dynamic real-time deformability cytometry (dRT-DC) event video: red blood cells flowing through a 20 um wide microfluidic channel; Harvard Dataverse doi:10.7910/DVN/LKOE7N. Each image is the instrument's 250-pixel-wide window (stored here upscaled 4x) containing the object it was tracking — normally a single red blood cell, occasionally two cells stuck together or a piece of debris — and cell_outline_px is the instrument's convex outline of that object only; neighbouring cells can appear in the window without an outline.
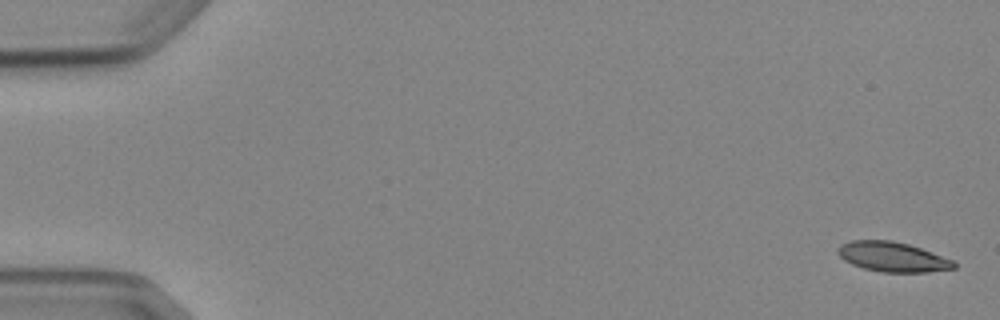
{"species": "Egyptian fruit bat (a non-hibernating species)", "species_latin": "Rousettus aegyptiacus", "temperature_condition": "cold", "stored_images_in_passage": 6, "camera_frame_rate_fps": 3000, "um_per_image_px": 0.085, "animal": {"sex": "female"}, "frame": {"image": 1, "passage_image": 1, "time_ms": 0.0, "image_size_px": [1000, 320], "cell_outline_px": [[956, 268], [928, 272], [880, 272], [864, 268], [852, 264], [844, 260], [836, 252], [836, 248], [840, 244], [852, 240], [892, 240], [908, 244], [956, 260]], "centroid_in_image_um": [75.87, 21.83], "position_along_channel_um": 9.1, "area_um2": 20.35}}
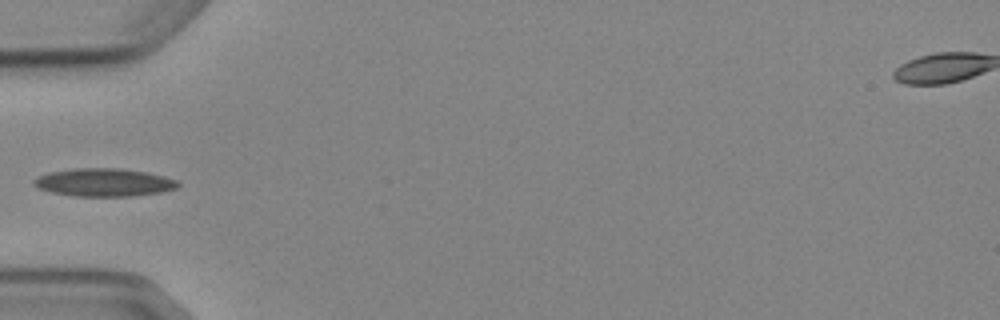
{"frame": {"image": 2, "passage_image": 5, "time_ms": 5.667, "image_size_px": [1000, 320], "cell_outline_px": [[180, 184], [176, 188], [160, 192], [132, 196], [72, 196], [52, 192], [40, 188], [32, 184], [32, 180], [36, 176], [48, 172], [76, 168], [120, 168], [148, 172], [164, 176], [176, 180]], "centroid_in_image_um": [8.81, 15.49], "position_along_channel_um": 76.2, "area_um2": 23.58}}
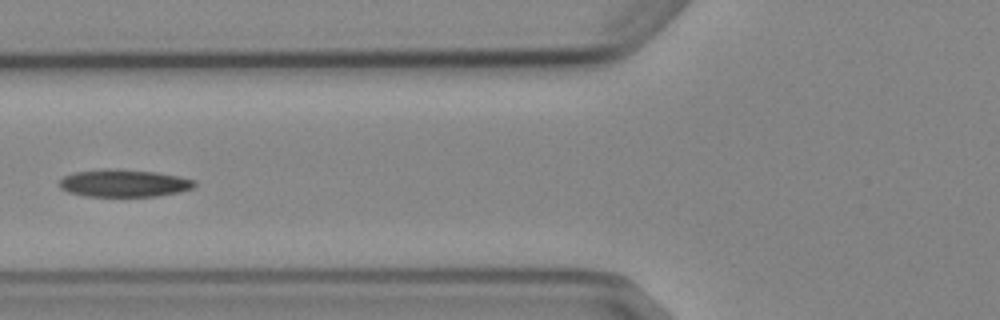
{"frame": {"image": 3, "passage_image": 6, "time_ms": 6.667, "image_size_px": [1000, 320], "cell_outline_px": [[196, 184], [192, 188], [180, 192], [156, 196], [84, 196], [68, 192], [60, 188], [60, 180], [64, 176], [76, 172], [104, 168], [116, 168], [156, 172], [180, 176], [196, 180]], "centroid_in_image_um": [10.55, 15.56], "position_along_channel_um": 115.2, "area_um2": 21.79}}